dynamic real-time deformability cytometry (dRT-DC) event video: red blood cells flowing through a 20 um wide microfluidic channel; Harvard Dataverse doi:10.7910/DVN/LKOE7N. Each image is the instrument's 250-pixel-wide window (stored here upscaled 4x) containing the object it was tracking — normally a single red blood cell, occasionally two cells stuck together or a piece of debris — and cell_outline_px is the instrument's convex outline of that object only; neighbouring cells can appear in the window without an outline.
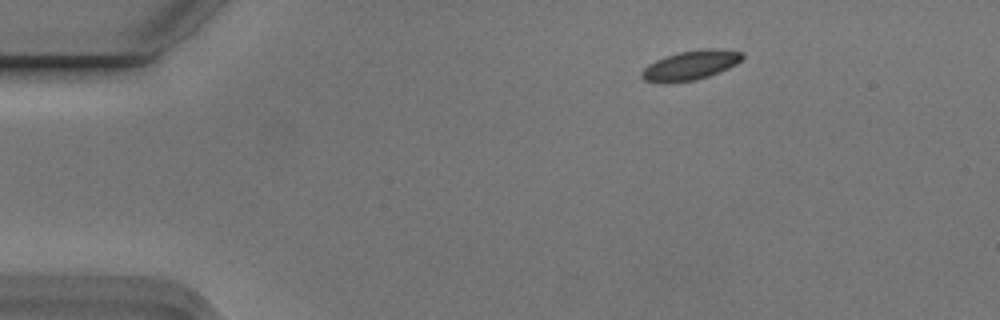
{"species": "Egyptian fruit bat (a non-hibernating species)", "species_latin": "Rousettus aegyptiacus", "temperature_condition": "cold", "stored_images_in_passage": 3, "camera_frame_rate_fps": 3000, "um_per_image_px": 0.085, "animal": {"sex": "male"}, "frame": {"image": 1, "passage_image": 1, "time_ms": 0.0, "image_size_px": [1000, 320], "cell_outline_px": [[744, 56], [736, 64], [728, 68], [708, 76], [696, 80], [644, 80], [640, 76], [640, 72], [648, 64], [664, 56], [680, 52], [700, 48], [720, 48], [744, 52]], "centroid_in_image_um": [58.76, 5.48], "position_along_channel_um": 26.2, "area_um2": 16.82}}